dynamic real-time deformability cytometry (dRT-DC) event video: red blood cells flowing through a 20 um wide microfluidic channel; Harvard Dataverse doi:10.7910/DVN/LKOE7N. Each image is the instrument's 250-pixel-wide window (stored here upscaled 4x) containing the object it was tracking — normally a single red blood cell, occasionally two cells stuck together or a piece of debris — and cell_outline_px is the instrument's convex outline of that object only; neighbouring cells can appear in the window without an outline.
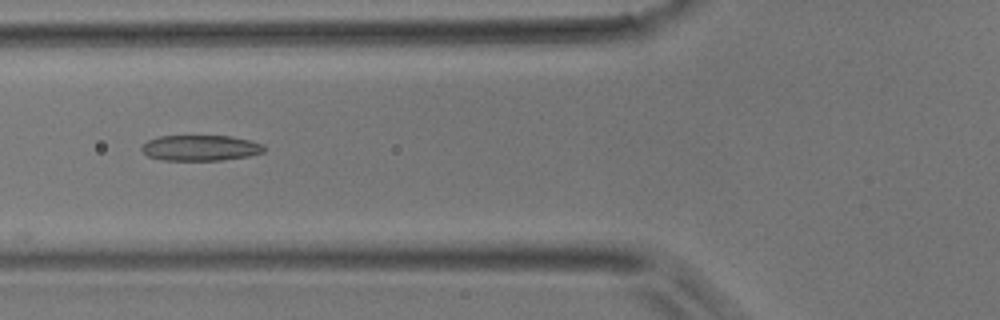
{"species": "common noctule bat (a hibernating species)", "species_latin": "Nyctalus noctula", "temperature_condition": "room temperature", "stored_images_in_passage": 18, "camera_frame_rate_fps": 3000, "um_per_image_px": 0.085, "animal": {"sex": "male", "body_mass_g": 17.9}, "frame": {"image": 1, "passage_image": 7, "time_ms": 2.0, "image_size_px": [1000, 320], "cell_outline_px": [[264, 152], [248, 156], [220, 160], [160, 160], [148, 156], [140, 148], [148, 140], [160, 136], [232, 136], [252, 140], [264, 144]], "centroid_in_image_um": [17.06, 12.57], "position_along_channel_um": 108.7, "area_um2": 18.32}}
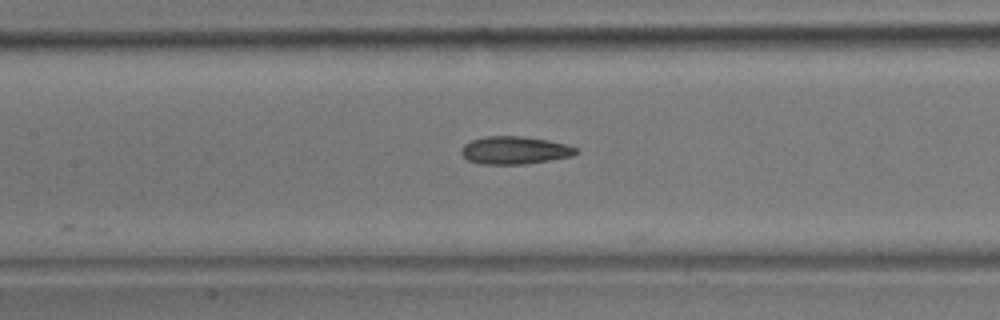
{"frame": {"image": 2, "passage_image": 11, "time_ms": 3.333, "image_size_px": [1000, 320], "cell_outline_px": [[580, 152], [572, 156], [524, 164], [480, 164], [468, 160], [460, 152], [460, 148], [464, 144], [472, 140], [488, 136], [520, 136], [548, 140], [568, 144], [576, 148]], "centroid_in_image_um": [43.75, 12.77], "position_along_channel_um": 163.7, "area_um2": 18.55}}
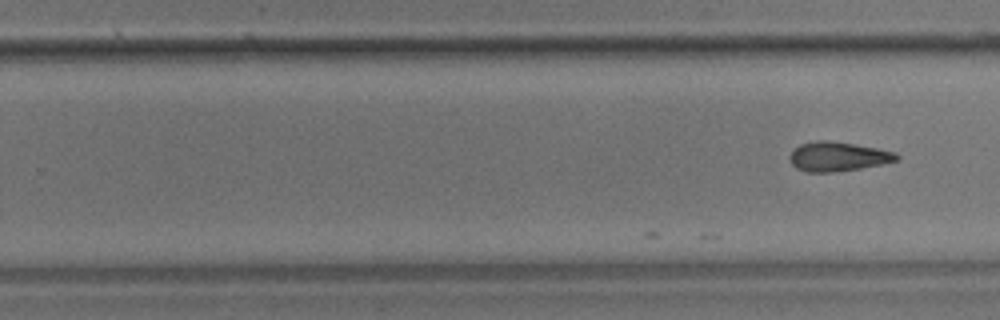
{"frame": {"image": 3, "passage_image": 18, "time_ms": 5.667, "image_size_px": [1000, 320], "cell_outline_px": [[900, 160], [860, 168], [832, 172], [808, 172], [796, 168], [788, 160], [788, 156], [792, 148], [800, 144], [816, 140], [828, 140], [876, 148], [896, 152], [900, 156]], "centroid_in_image_um": [71.17, 13.3], "position_along_channel_um": 258.6, "area_um2": 18.38}}